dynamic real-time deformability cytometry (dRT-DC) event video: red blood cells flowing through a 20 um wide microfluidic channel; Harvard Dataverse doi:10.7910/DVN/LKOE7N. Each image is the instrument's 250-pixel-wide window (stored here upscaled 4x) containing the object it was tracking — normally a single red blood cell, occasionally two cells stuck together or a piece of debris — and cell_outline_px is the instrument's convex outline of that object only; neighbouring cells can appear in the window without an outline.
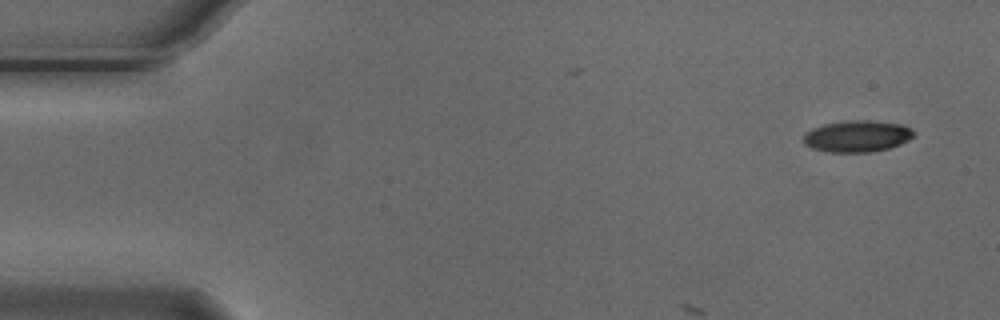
{"species": "Egyptian fruit bat (a non-hibernating species)", "species_latin": "Rousettus aegyptiacus", "temperature_condition": "cold", "stored_images_in_passage": 3, "camera_frame_rate_fps": 3000, "um_per_image_px": 0.085, "animal": {"sex": "male"}, "frame": {"image": 1, "passage_image": 1, "time_ms": 0.0, "image_size_px": [1000, 320], "cell_outline_px": [[916, 132], [908, 140], [900, 144], [888, 148], [868, 152], [828, 152], [812, 148], [804, 144], [804, 136], [812, 128], [824, 124], [844, 120], [872, 120], [904, 124], [912, 128]], "centroid_in_image_um": [72.89, 11.56], "position_along_channel_um": 12.1, "area_um2": 20.4}}